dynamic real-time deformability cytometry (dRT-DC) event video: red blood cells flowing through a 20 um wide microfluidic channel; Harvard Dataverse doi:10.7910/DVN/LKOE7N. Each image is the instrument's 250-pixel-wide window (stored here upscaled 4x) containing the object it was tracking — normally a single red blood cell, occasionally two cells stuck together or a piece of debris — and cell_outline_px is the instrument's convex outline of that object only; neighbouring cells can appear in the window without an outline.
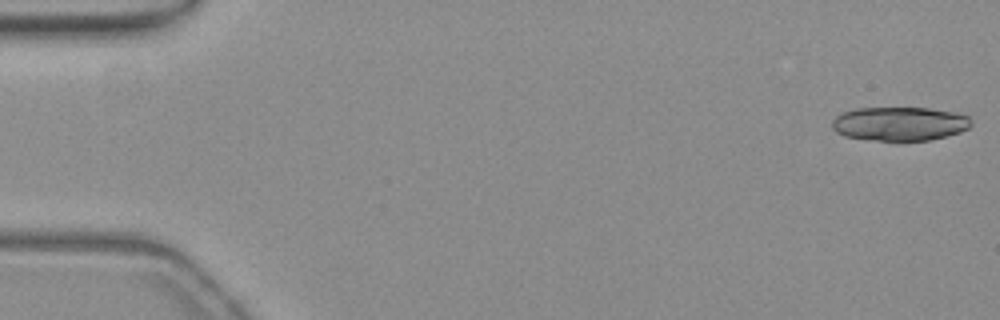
{"species": "common noctule bat (a hibernating species)", "species_latin": "Nyctalus noctula", "temperature_condition": "warm", "stored_images_in_passage": 52, "camera_frame_rate_fps": 3000, "um_per_image_px": 0.085, "animal": {"sex": "female", "body_mass_g": 19.3, "forearm_length_mm": 54.1}, "frame": {"image": 1, "passage_image": 1, "time_ms": 0.0, "image_size_px": [1000, 320], "cell_outline_px": [[972, 124], [968, 128], [960, 132], [948, 136], [928, 140], [900, 144], [844, 136], [836, 132], [832, 128], [832, 120], [836, 116], [844, 112], [856, 108], [928, 108], [956, 112], [968, 116]], "centroid_in_image_um": [76.47, 10.56], "position_along_channel_um": 8.5, "area_um2": 28.26}, "authors_computed_cell_mechanics": {"area_um2": 29.9115, "velocity_mm_per_s": 3.8636, "shape_relaxation_time_tau1_ms": 1.0406, "shape_relaxation_time_tau2_ms": 2.7505, "deformation_change_tau1": 0.3015, "deformation_change_tau2": 0.1239}}